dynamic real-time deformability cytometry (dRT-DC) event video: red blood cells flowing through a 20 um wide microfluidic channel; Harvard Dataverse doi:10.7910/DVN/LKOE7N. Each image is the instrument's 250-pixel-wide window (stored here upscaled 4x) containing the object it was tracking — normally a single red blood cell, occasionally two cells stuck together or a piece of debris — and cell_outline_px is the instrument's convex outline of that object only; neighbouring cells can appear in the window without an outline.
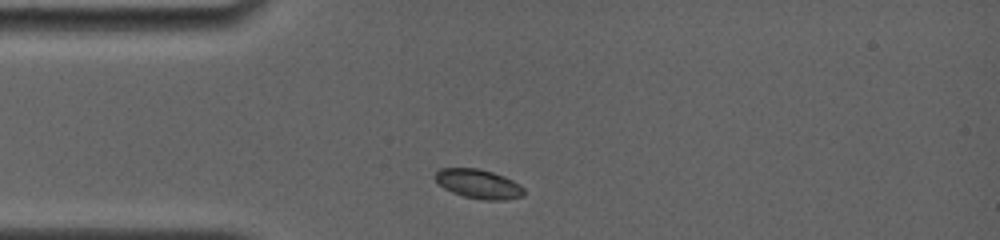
{"species": "common noctule bat (a hibernating species)", "species_latin": "Nyctalus noctula", "temperature_condition": "room temperature", "stored_images_in_passage": 5, "camera_frame_rate_fps": 4000, "um_per_image_px": 0.085, "animal": {"sex": "female", "body_mass_g": 19.0, "forearm_length_mm": 56.7}, "frame": {"image": 1, "passage_image": 1, "time_ms": 0.0, "image_size_px": [1000, 240], "cell_outline_px": [[524, 196], [504, 200], [484, 200], [464, 196], [452, 192], [444, 188], [436, 180], [436, 172], [440, 168], [476, 168], [492, 172], [504, 176], [520, 184], [524, 188]], "centroid_in_image_um": [40.71, 15.64], "position_along_channel_um": 44.3, "area_um2": 15.03}}
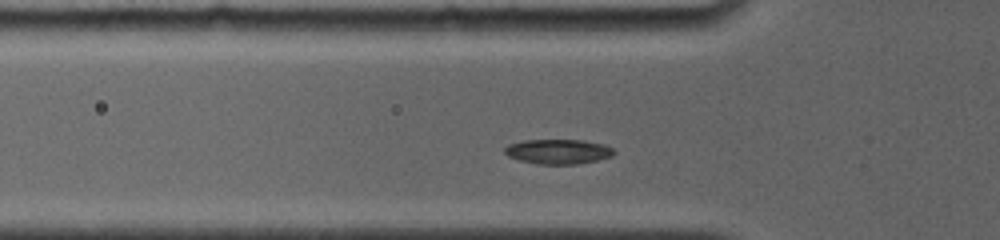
{"frame": {"image": 2, "passage_image": 3, "time_ms": 1.25, "image_size_px": [1000, 240], "cell_outline_px": [[616, 152], [612, 156], [596, 160], [576, 164], [536, 164], [520, 160], [508, 156], [504, 152], [504, 148], [508, 144], [524, 140], [580, 140], [604, 144], [612, 148]], "centroid_in_image_um": [47.43, 12.88], "position_along_channel_um": 78.4, "area_um2": 15.72}}
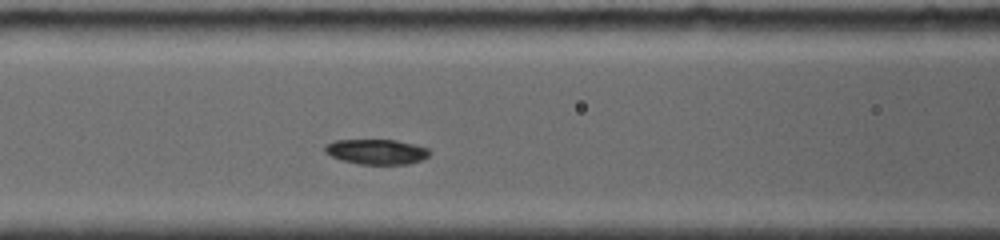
{"frame": {"image": 3, "passage_image": 5, "time_ms": 2.75, "image_size_px": [1000, 240], "cell_outline_px": [[432, 152], [428, 156], [420, 160], [408, 164], [360, 164], [340, 160], [324, 152], [324, 144], [336, 140], [396, 140], [428, 148]], "centroid_in_image_um": [31.98, 12.89], "position_along_channel_um": 134.6, "area_um2": 15.32}}